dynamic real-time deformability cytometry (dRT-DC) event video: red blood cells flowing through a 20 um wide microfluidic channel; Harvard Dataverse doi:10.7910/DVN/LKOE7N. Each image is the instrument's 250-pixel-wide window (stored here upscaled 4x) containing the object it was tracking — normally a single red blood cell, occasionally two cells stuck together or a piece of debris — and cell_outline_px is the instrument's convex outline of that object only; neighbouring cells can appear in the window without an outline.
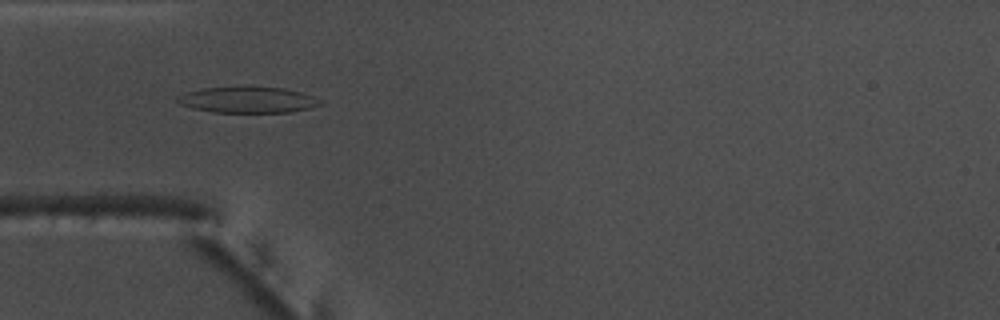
{"species": "common noctule bat (a hibernating species)", "species_latin": "Nyctalus noctula", "temperature_condition": "warm", "stored_images_in_passage": 52, "camera_frame_rate_fps": 3000, "um_per_image_px": 0.085, "animal": {"sex": "male", "body_mass_g": 17.5, "forearm_length_mm": 52.3}, "frame": {"image": 1, "passage_image": 15, "time_ms": 4.667, "image_size_px": [1000, 320], "cell_outline_px": [[324, 104], [292, 112], [212, 112], [192, 108], [180, 104], [176, 100], [176, 96], [200, 88], [284, 88], [300, 92], [312, 96]], "centroid_in_image_um": [21.03, 8.5], "position_along_channel_um": 64.0, "area_um2": 21.15}}
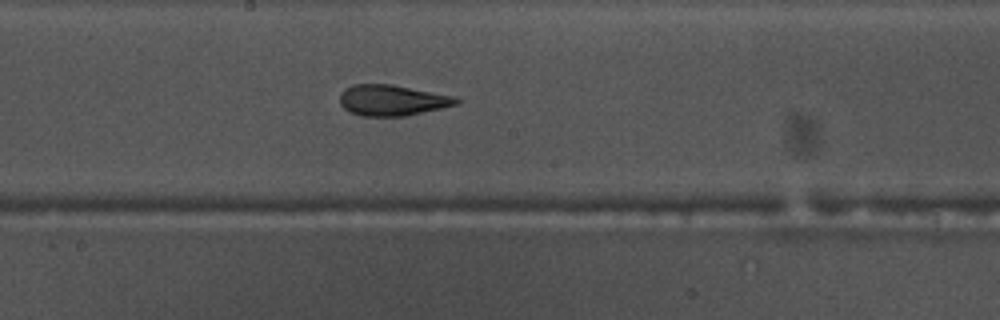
{"frame": {"image": 2, "passage_image": 27, "time_ms": 8.667, "image_size_px": [1000, 320], "cell_outline_px": [[460, 100], [456, 104], [440, 108], [404, 116], [360, 116], [344, 108], [340, 104], [340, 92], [344, 88], [352, 84], [392, 84], [456, 96]], "centroid_in_image_um": [33.3, 8.51], "position_along_channel_um": 214.9, "area_um2": 20.92}}
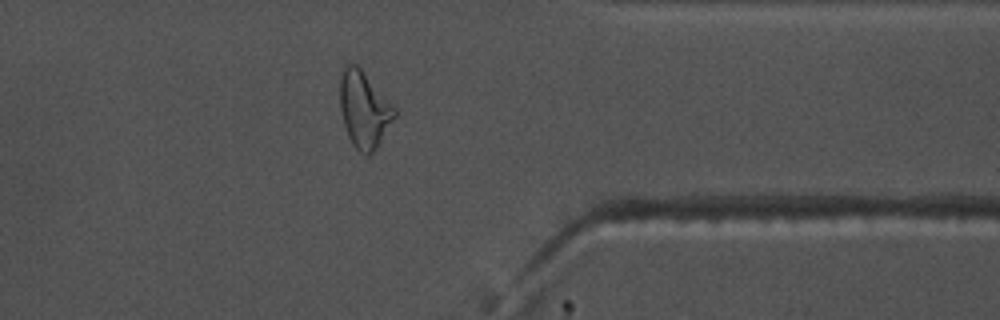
{"frame": {"image": 3, "passage_image": 41, "time_ms": 13.333, "image_size_px": [1000, 320], "cell_outline_px": [[396, 116], [376, 148], [368, 156], [364, 156], [352, 144], [348, 136], [344, 124], [340, 108], [340, 80], [344, 64], [356, 64], [360, 68], [396, 108]], "centroid_in_image_um": [30.94, 9.32], "position_along_channel_um": 380.5, "area_um2": 24.1}, "authors_computed_cell_mechanics": {"area_um2": 21.3571, "velocity_mm_per_s": 3.7916, "shape_relaxation_time_tau1_ms": 5.3866, "shape_relaxation_time_tau2_ms": 2.0091, "deformation_change_tau1": 0.1979, "deformation_change_tau2": 0.1148}}